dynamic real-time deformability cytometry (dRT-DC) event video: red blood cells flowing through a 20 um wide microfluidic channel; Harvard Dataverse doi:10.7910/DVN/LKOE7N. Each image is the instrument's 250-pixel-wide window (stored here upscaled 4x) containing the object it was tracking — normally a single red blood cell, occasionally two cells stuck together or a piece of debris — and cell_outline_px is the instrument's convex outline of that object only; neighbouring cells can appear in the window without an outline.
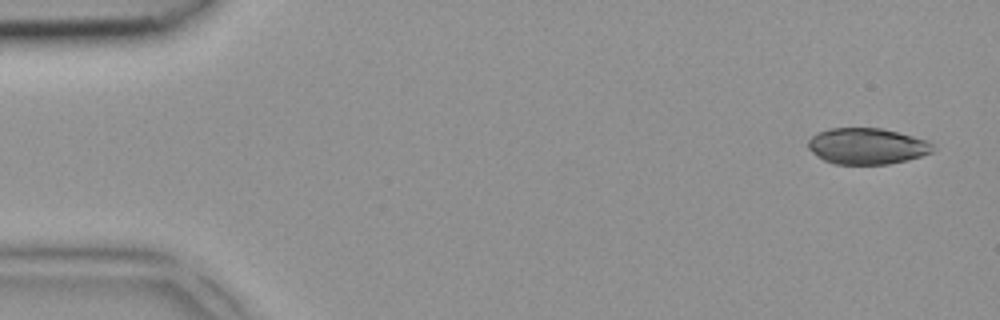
{"species": "common noctule bat (a hibernating species)", "species_latin": "Nyctalus noctula", "temperature_condition": "room temperature", "stored_images_in_passage": 4, "camera_frame_rate_fps": 3000, "um_per_image_px": 0.085, "animal": {"sex": "female", "body_mass_g": 18.4}, "frame": {"image": 1, "passage_image": 1, "time_ms": 0.0, "image_size_px": [1000, 320], "cell_outline_px": [[936, 148], [932, 152], [908, 160], [888, 164], [836, 164], [824, 160], [816, 156], [808, 148], [808, 140], [816, 132], [828, 128], [880, 128], [928, 140], [936, 144]], "centroid_in_image_um": [73.7, 12.42], "position_along_channel_um": 11.3, "area_um2": 26.47}}
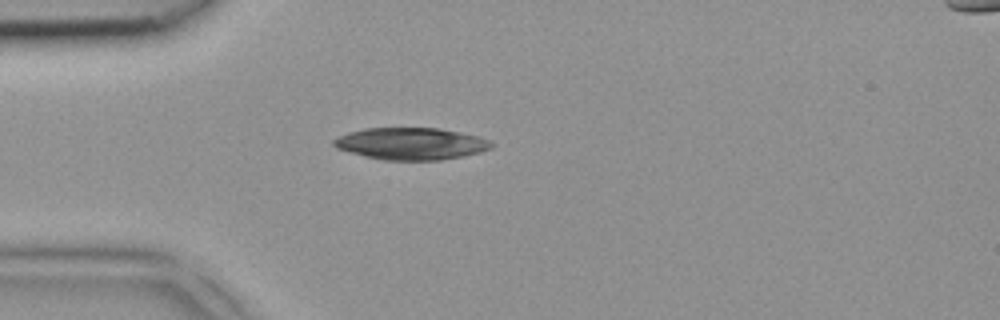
{"frame": {"image": 2, "passage_image": 4, "time_ms": 1.0, "image_size_px": [1000, 320], "cell_outline_px": [[496, 144], [492, 148], [480, 152], [464, 156], [440, 160], [384, 160], [364, 156], [348, 152], [336, 148], [332, 144], [332, 140], [348, 132], [364, 128], [440, 128], [460, 132], [476, 136], [488, 140]], "centroid_in_image_um": [34.93, 12.21], "position_along_channel_um": 50.1, "area_um2": 29.54}}